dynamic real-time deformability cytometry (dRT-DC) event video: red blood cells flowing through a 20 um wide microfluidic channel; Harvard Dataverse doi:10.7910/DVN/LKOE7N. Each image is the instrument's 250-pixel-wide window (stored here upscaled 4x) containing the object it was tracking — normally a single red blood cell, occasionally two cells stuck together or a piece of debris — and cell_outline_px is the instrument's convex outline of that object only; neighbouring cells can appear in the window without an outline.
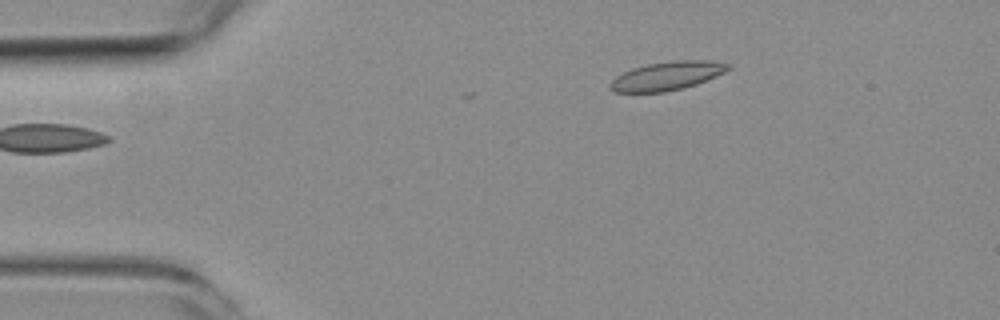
{"species": "common noctule bat (a hibernating species)", "species_latin": "Nyctalus noctula", "temperature_condition": "room temperature", "stored_images_in_passage": 4, "camera_frame_rate_fps": 3000, "um_per_image_px": 0.085, "animal": {"sex": "female", "body_mass_g": 19.3, "forearm_length_mm": 54.1}, "frame": {"image": 1, "passage_image": 1, "time_ms": 0.0, "image_size_px": [1000, 320], "cell_outline_px": [[732, 68], [724, 72], [696, 84], [684, 88], [664, 92], [612, 92], [608, 84], [616, 76], [632, 68], [648, 64], [676, 60], [712, 60], [732, 64]], "centroid_in_image_um": [56.71, 6.44], "position_along_channel_um": 28.3, "area_um2": 19.71}}
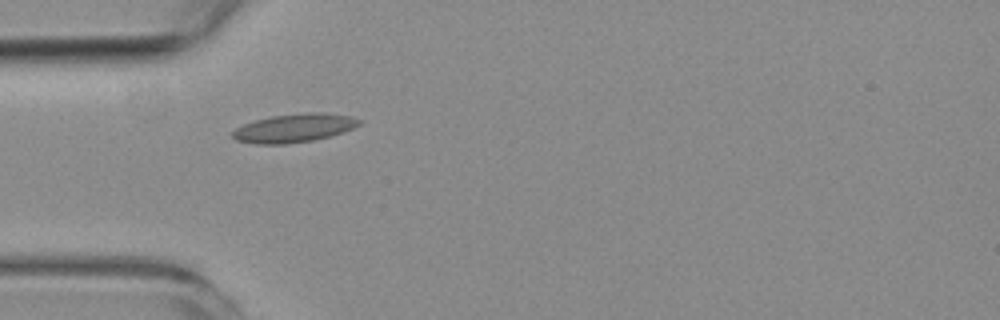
{"frame": {"image": 2, "passage_image": 3, "time_ms": 2.333, "image_size_px": [1000, 320], "cell_outline_px": [[360, 124], [352, 128], [328, 136], [312, 140], [284, 144], [256, 144], [236, 140], [232, 136], [232, 132], [236, 128], [244, 124], [256, 120], [272, 116], [308, 112], [324, 112], [352, 116], [360, 120]], "centroid_in_image_um": [24.98, 10.87], "position_along_channel_um": 60.0, "area_um2": 20.75}}
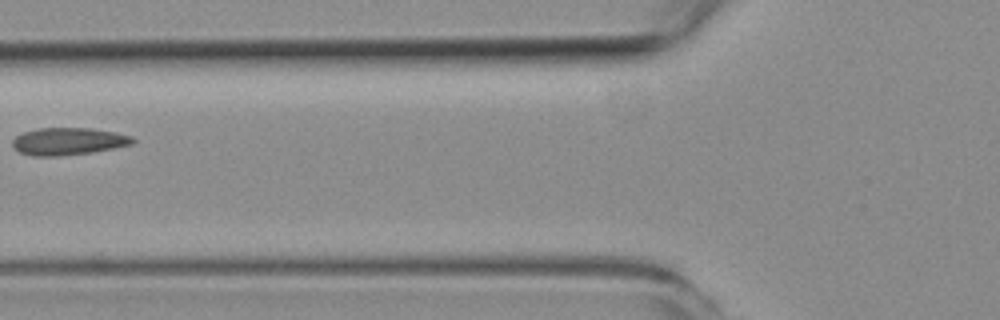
{"frame": {"image": 3, "passage_image": 4, "time_ms": 4.0, "image_size_px": [1000, 320], "cell_outline_px": [[136, 140], [132, 144], [92, 152], [56, 156], [32, 156], [20, 152], [12, 144], [12, 140], [16, 136], [24, 132], [36, 128], [92, 128], [116, 132], [132, 136]], "centroid_in_image_um": [5.81, 12.0], "position_along_channel_um": 120.0, "area_um2": 19.07}}